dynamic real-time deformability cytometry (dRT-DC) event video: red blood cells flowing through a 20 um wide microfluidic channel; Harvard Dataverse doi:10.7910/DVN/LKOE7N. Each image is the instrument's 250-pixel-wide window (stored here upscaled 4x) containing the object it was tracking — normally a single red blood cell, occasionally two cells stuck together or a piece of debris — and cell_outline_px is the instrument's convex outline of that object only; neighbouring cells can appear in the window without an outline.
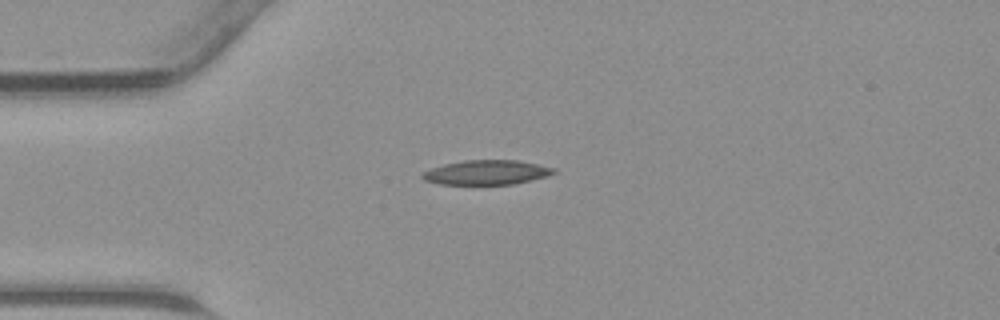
{"species": "common noctule bat (a hibernating species)", "species_latin": "Nyctalus noctula", "temperature_condition": "warm", "stored_images_in_passage": 34, "camera_frame_rate_fps": 3000, "um_per_image_px": 0.085, "animal": {"sex": "male", "body_mass_g": 23.1, "forearm_length_mm": 52.7}, "frame": {"image": 1, "passage_image": 1, "time_ms": 0.0, "image_size_px": [1000, 320], "cell_outline_px": [[556, 172], [548, 176], [532, 180], [512, 184], [440, 184], [424, 180], [420, 176], [424, 172], [432, 168], [444, 164], [464, 160], [516, 160], [556, 168]], "centroid_in_image_um": [41.37, 14.65], "position_along_channel_um": 43.6, "area_um2": 18.67}}
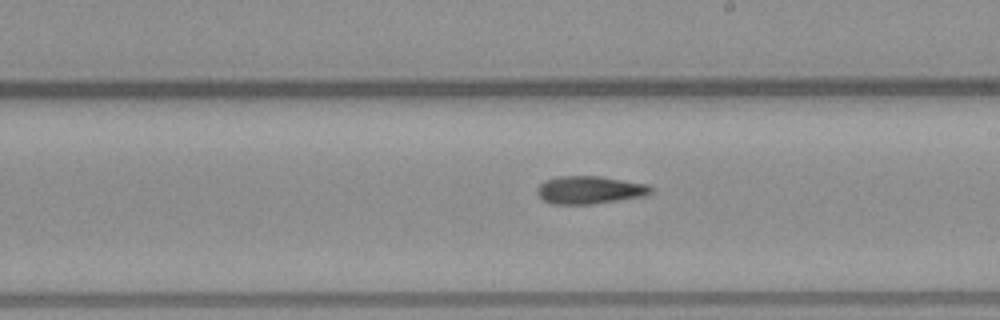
{"frame": {"image": 2, "passage_image": 15, "time_ms": 4.667, "image_size_px": [1000, 320], "cell_outline_px": [[652, 192], [644, 196], [592, 204], [552, 204], [544, 200], [536, 192], [536, 188], [544, 180], [560, 176], [600, 176], [648, 184], [652, 188]], "centroid_in_image_um": [50.11, 16.14], "position_along_channel_um": 238.9, "area_um2": 18.44}}
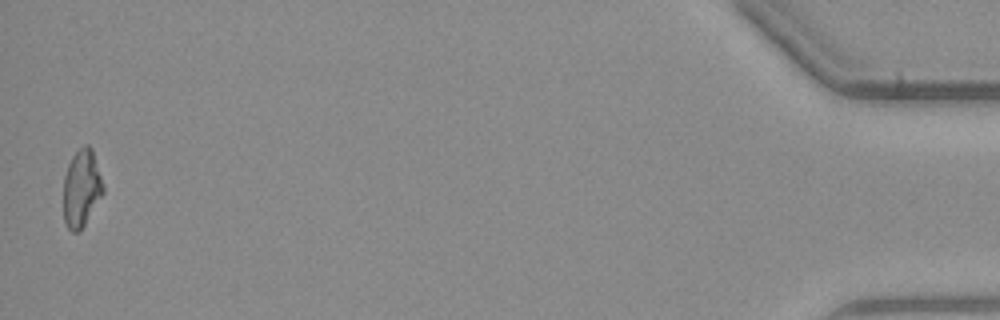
{"frame": {"image": 3, "passage_image": 34, "time_ms": 11.0, "image_size_px": [1000, 320], "cell_outline_px": [[104, 192], [80, 232], [72, 232], [68, 228], [64, 220], [64, 176], [68, 164], [72, 156], [84, 144], [88, 144], [92, 148], [104, 188]], "centroid_in_image_um": [6.92, 16.01], "position_along_channel_um": 428.3, "area_um2": 17.8}}